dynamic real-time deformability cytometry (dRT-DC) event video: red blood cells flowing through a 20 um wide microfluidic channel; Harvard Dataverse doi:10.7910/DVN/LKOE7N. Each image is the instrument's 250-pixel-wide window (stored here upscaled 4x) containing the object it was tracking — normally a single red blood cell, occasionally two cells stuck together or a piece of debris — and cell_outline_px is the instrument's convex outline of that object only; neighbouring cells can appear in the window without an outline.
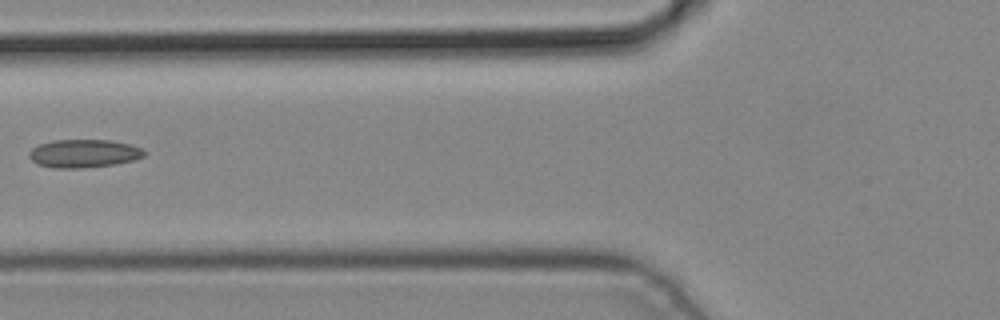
{"species": "common noctule bat (a hibernating species)", "species_latin": "Nyctalus noctula", "temperature_condition": "cold", "stored_images_in_passage": 5, "camera_frame_rate_fps": 3000, "um_per_image_px": 0.085, "animal": {"sex": "male", "body_mass_g": 19.2, "forearm_length_mm": 51.8}, "frame": {"image": 1, "passage_image": 5, "time_ms": 1.333, "image_size_px": [1000, 320], "cell_outline_px": [[144, 156], [136, 160], [116, 164], [84, 168], [52, 168], [36, 164], [28, 156], [28, 152], [32, 148], [40, 144], [52, 140], [108, 140], [132, 144], [140, 148], [144, 152]], "centroid_in_image_um": [7.1, 13.05], "position_along_channel_um": 118.7, "area_um2": 19.07}}